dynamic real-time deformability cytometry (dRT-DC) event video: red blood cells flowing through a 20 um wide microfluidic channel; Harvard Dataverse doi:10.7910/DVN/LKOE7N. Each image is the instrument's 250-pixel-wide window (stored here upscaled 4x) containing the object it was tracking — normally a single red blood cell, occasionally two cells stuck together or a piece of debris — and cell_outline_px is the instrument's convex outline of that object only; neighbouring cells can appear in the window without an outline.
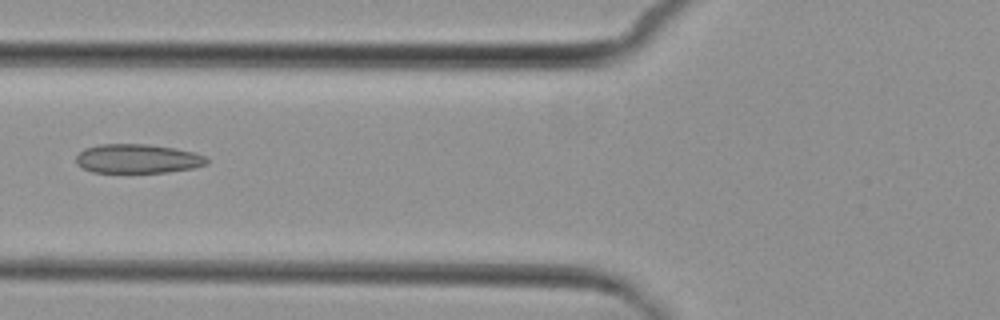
{"species": "common noctule bat (a hibernating species)", "species_latin": "Nyctalus noctula", "temperature_condition": "cold", "stored_images_in_passage": 7, "camera_frame_rate_fps": 3000, "um_per_image_px": 0.085, "animal": {"sex": "female", "body_mass_g": 29.2, "forearm_length_mm": 56.3}, "frame": {"image": 1, "passage_image": 7, "time_ms": 7.0, "image_size_px": [1000, 320], "cell_outline_px": [[208, 164], [192, 168], [168, 172], [92, 172], [76, 164], [76, 156], [84, 148], [100, 144], [148, 144], [176, 148], [196, 152], [204, 156], [208, 160]], "centroid_in_image_um": [11.71, 13.48], "position_along_channel_um": 114.1, "area_um2": 22.25}}